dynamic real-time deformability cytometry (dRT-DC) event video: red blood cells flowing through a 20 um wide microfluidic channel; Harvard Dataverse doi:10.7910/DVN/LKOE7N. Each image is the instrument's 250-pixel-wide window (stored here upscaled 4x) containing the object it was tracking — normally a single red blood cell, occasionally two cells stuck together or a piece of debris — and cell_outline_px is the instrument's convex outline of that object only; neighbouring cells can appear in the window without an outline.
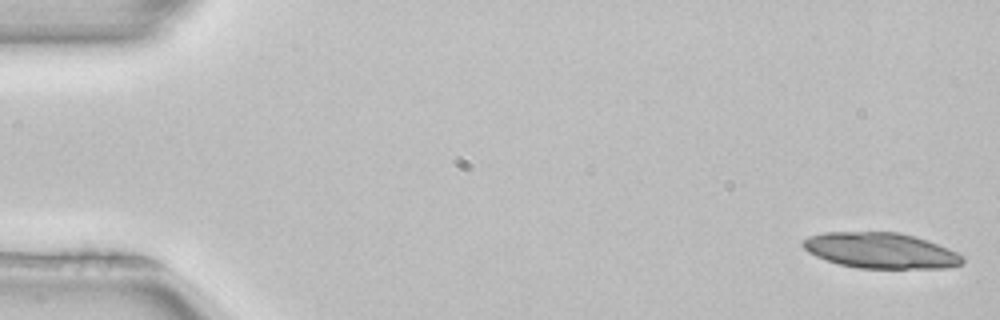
{"species": "common noctule bat (a hibernating species)", "species_latin": "Nyctalus noctula", "temperature_condition": "room temperature", "stored_images_in_passage": 34, "camera_frame_rate_fps": 3000, "um_per_image_px": 0.085, "animal": {"sex": "female", "body_mass_g": 22.7, "forearm_length_mm": 54.2}, "frame": {"image": 1, "passage_image": 1, "time_ms": 0.0, "image_size_px": [1000, 320], "cell_outline_px": [[964, 264], [948, 268], [860, 268], [840, 264], [816, 256], [808, 252], [800, 244], [800, 240], [808, 236], [824, 232], [900, 232], [916, 236], [928, 240], [948, 248], [964, 256]], "centroid_in_image_um": [74.87, 21.28], "position_along_channel_um": 10.1, "area_um2": 33.41}}